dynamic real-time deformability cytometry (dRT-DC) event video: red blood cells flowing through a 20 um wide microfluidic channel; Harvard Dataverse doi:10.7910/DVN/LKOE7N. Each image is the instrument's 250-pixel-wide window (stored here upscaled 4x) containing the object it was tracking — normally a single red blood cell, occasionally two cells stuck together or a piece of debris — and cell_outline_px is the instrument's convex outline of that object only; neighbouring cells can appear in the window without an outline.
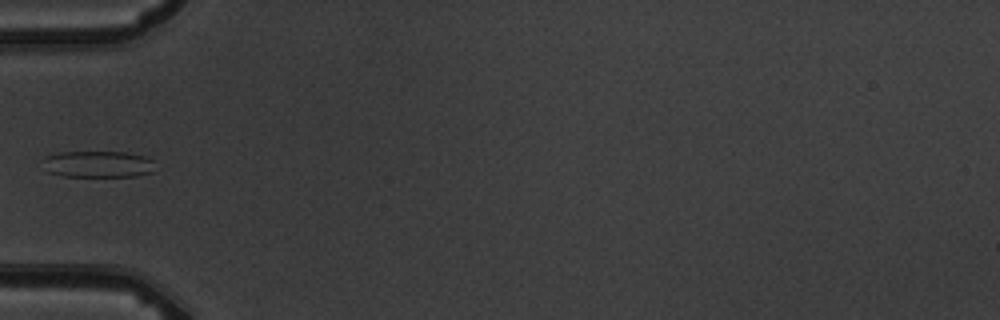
{"species": "common noctule bat (a hibernating species)", "species_latin": "Nyctalus noctula", "temperature_condition": "warm", "stored_images_in_passage": 7, "camera_frame_rate_fps": 3000, "um_per_image_px": 0.085, "animal": {"sex": "male", "body_mass_g": 19.5, "forearm_length_mm": 54.6}, "frame": {"image": 1, "passage_image": 6, "time_ms": 6.0, "image_size_px": [1000, 320], "cell_outline_px": [[152, 172], [136, 176], [64, 176], [48, 172], [48, 156], [60, 152], [124, 152], [148, 156], [152, 160]], "centroid_in_image_um": [8.43, 13.95], "position_along_channel_um": 76.6, "area_um2": 16.88}}